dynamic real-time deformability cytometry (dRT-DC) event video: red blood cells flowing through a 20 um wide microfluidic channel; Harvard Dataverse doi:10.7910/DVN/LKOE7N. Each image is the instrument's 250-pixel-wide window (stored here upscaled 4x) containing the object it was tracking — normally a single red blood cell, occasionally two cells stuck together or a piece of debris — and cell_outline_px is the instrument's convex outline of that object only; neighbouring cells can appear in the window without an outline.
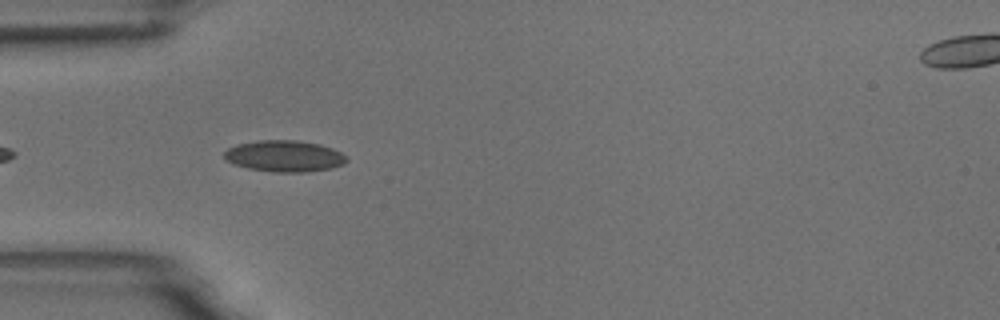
{"species": "common noctule bat (a hibernating species)", "species_latin": "Nyctalus noctula", "temperature_condition": "room temperature", "stored_images_in_passage": 5, "camera_frame_rate_fps": 3000, "um_per_image_px": 0.085, "animal": {"sex": "male", "body_mass_g": 18.8}, "frame": {"image": 1, "passage_image": 4, "time_ms": 3.667, "image_size_px": [1000, 320], "cell_outline_px": [[348, 160], [344, 164], [332, 168], [308, 172], [272, 172], [248, 168], [232, 164], [224, 160], [224, 152], [228, 148], [236, 144], [260, 140], [296, 140], [320, 144], [332, 148], [348, 156]], "centroid_in_image_um": [24.17, 13.27], "position_along_channel_um": 60.8, "area_um2": 22.66}}